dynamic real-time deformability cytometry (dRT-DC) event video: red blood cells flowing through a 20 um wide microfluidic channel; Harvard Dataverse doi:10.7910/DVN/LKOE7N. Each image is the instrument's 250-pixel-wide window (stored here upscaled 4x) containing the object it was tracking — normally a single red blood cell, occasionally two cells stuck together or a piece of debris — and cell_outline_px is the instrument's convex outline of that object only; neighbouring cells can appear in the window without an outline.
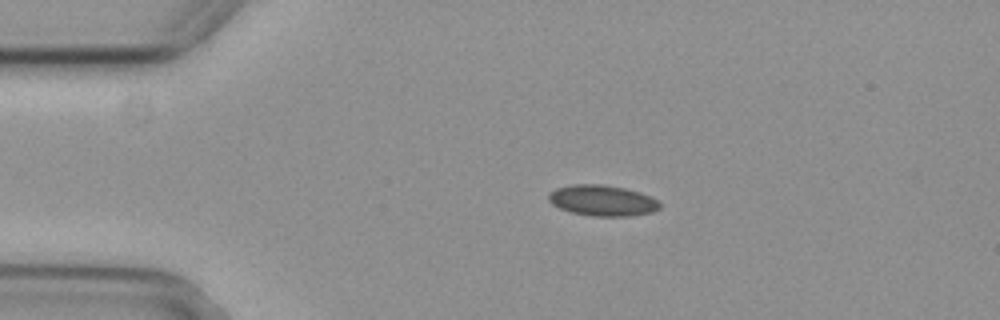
{"species": "common noctule bat (a hibernating species)", "species_latin": "Nyctalus noctula", "temperature_condition": "cold", "stored_images_in_passage": 3, "camera_frame_rate_fps": 3000, "um_per_image_px": 0.085, "animal": {"sex": "female", "body_mass_g": 29.2, "forearm_length_mm": 56.3}, "frame": {"image": 1, "passage_image": 2, "time_ms": 0.333, "image_size_px": [1000, 320], "cell_outline_px": [[660, 208], [652, 212], [628, 216], [592, 216], [572, 212], [560, 208], [552, 204], [548, 200], [548, 192], [556, 188], [572, 184], [600, 184], [624, 188], [640, 192], [652, 196], [660, 204]], "centroid_in_image_um": [51.19, 17.03], "position_along_channel_um": 33.8, "area_um2": 20.0}}